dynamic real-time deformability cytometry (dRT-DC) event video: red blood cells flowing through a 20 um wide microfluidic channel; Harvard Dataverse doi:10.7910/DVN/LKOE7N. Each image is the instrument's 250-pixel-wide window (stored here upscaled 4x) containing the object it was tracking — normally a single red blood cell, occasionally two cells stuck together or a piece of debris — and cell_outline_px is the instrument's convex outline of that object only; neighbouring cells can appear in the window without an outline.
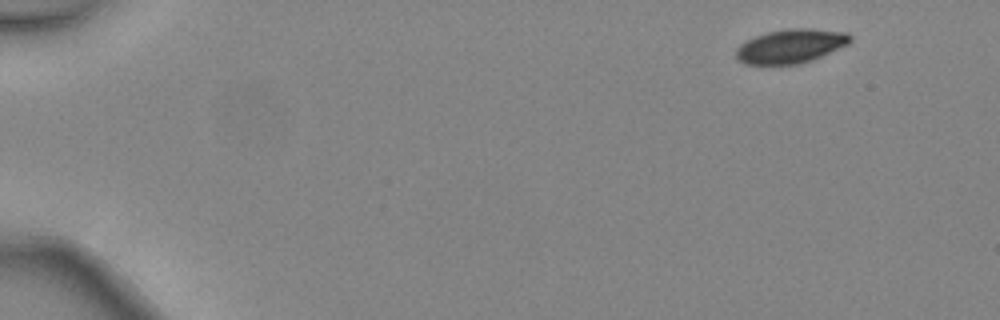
{"species": "common noctule bat (a hibernating species)", "species_latin": "Nyctalus noctula", "temperature_condition": "warm", "stored_images_in_passage": 5, "camera_frame_rate_fps": 3000, "um_per_image_px": 0.085, "animal": {"sex": "female", "body_mass_g": 24.6, "forearm_length_mm": 56.2}, "frame": {"image": 1, "passage_image": 1, "time_ms": 0.0, "image_size_px": [1000, 320], "cell_outline_px": [[852, 40], [848, 44], [812, 60], [800, 64], [744, 64], [736, 56], [736, 48], [740, 44], [756, 36], [768, 32], [792, 28], [808, 28], [848, 32], [852, 36]], "centroid_in_image_um": [67.24, 3.91], "position_along_channel_um": 17.8, "area_um2": 22.48}}
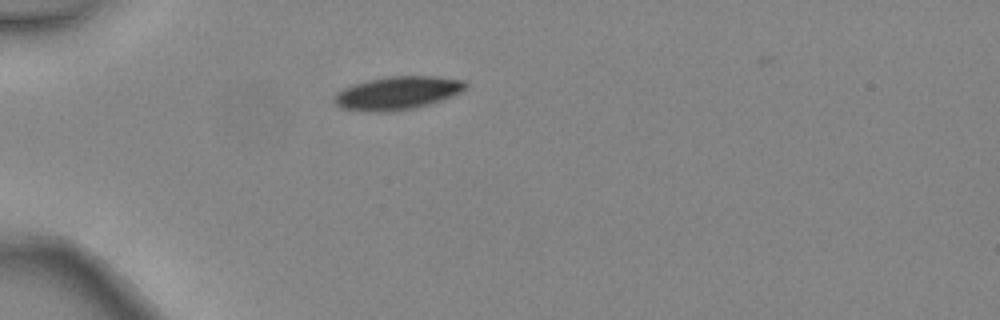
{"frame": {"image": 2, "passage_image": 4, "time_ms": 1.0, "image_size_px": [1000, 320], "cell_outline_px": [[468, 88], [452, 96], [428, 104], [412, 108], [392, 112], [368, 112], [340, 108], [332, 100], [332, 96], [336, 92], [344, 88], [368, 80], [388, 76], [432, 76], [464, 80], [468, 84]], "centroid_in_image_um": [33.75, 7.91], "position_along_channel_um": 51.2, "area_um2": 25.49}}